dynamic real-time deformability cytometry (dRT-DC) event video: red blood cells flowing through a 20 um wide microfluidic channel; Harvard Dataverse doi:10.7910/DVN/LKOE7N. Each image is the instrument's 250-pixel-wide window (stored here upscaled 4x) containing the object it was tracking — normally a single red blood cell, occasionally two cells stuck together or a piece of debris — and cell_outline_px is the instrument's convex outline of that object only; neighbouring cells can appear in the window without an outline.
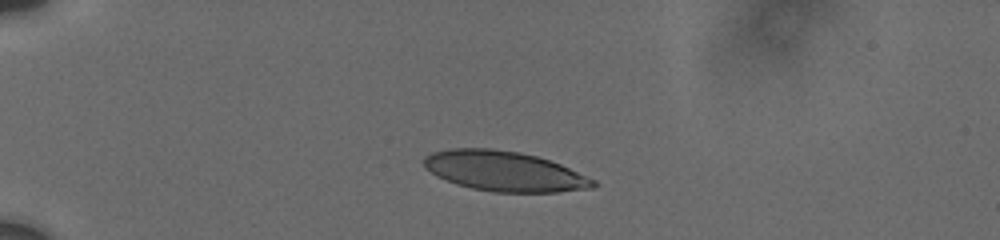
{"species": "human", "species_latin": "Homo sapiens", "temperature_condition": "cold", "stored_images_in_passage": 27, "camera_frame_rate_fps": 3000, "um_per_image_px": 0.085, "donor": {"sex": "male"}, "frame": {"image": 1, "passage_image": 1, "time_ms": 0.0, "image_size_px": [1000, 240], "cell_outline_px": [[600, 184], [592, 188], [556, 192], [496, 192], [472, 188], [456, 184], [436, 176], [424, 168], [424, 156], [432, 152], [448, 148], [492, 148], [520, 152], [536, 156], [560, 164], [596, 180]], "centroid_in_image_um": [42.85, 14.55], "position_along_channel_um": 42.1, "area_um2": 39.59}}
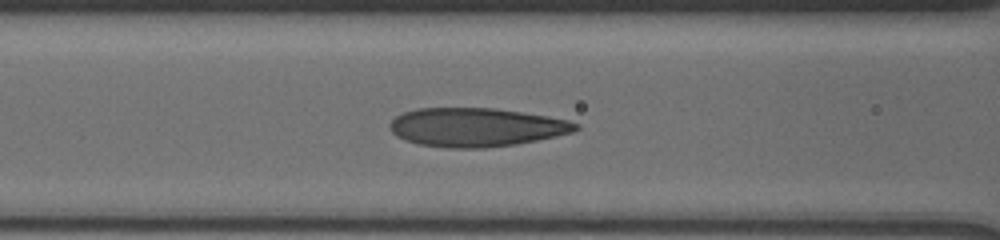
{"frame": {"image": 2, "passage_image": 18, "time_ms": 3.667, "image_size_px": [1000, 240], "cell_outline_px": [[580, 128], [572, 132], [556, 136], [516, 144], [484, 148], [448, 148], [416, 144], [404, 140], [396, 136], [388, 128], [388, 124], [396, 116], [404, 112], [416, 108], [496, 108], [548, 116], [568, 120], [580, 124]], "centroid_in_image_um": [40.44, 10.82], "position_along_channel_um": 126.2, "area_um2": 42.19}}
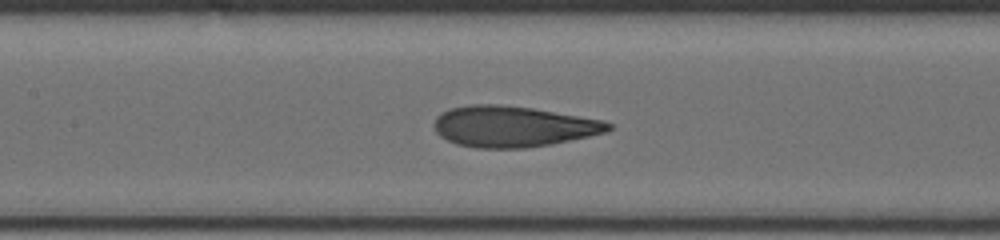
{"frame": {"image": 3, "passage_image": 23, "time_ms": 4.667, "image_size_px": [1000, 240], "cell_outline_px": [[612, 128], [604, 132], [588, 136], [552, 144], [524, 148], [476, 148], [456, 144], [440, 136], [436, 132], [432, 124], [436, 116], [440, 112], [448, 108], [468, 104], [500, 104], [532, 108], [600, 120], [612, 124]], "centroid_in_image_um": [43.51, 10.74], "position_along_channel_um": 163.9, "area_um2": 41.56}}